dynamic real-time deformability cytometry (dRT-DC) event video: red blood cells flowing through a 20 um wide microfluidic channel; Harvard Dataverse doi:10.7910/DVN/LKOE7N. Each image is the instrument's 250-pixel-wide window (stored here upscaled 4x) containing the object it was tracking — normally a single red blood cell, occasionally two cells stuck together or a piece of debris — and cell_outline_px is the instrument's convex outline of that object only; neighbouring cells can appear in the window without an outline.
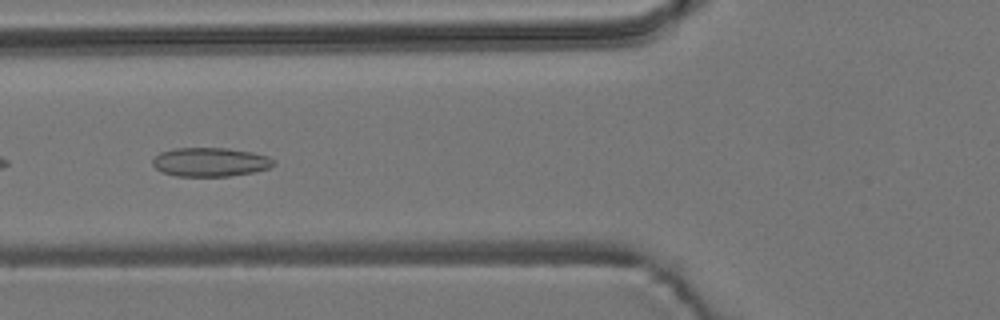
{"species": "common noctule bat (a hibernating species)", "species_latin": "Nyctalus noctula", "temperature_condition": "room temperature", "stored_images_in_passage": 9, "camera_frame_rate_fps": 3000, "um_per_image_px": 0.085, "animal": {"sex": "male", "body_mass_g": 19.2, "forearm_length_mm": 51.8}, "frame": {"image": 1, "passage_image": 4, "time_ms": 1.0, "image_size_px": [1000, 320], "cell_outline_px": [[276, 164], [268, 168], [252, 172], [228, 176], [176, 176], [160, 172], [152, 164], [152, 160], [160, 152], [176, 148], [228, 148], [252, 152], [268, 156], [276, 160]], "centroid_in_image_um": [17.87, 13.77], "position_along_channel_um": 107.9, "area_um2": 20.46}}
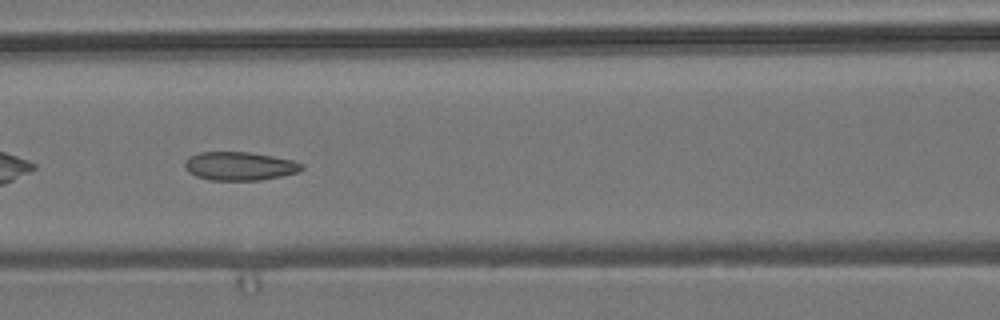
{"frame": {"image": 2, "passage_image": 7, "time_ms": 2.0, "image_size_px": [1000, 320], "cell_outline_px": [[304, 168], [300, 172], [260, 180], [212, 180], [196, 176], [188, 172], [184, 164], [188, 156], [200, 152], [248, 152], [272, 156], [292, 160], [304, 164]], "centroid_in_image_um": [20.38, 14.11], "position_along_channel_um": 146.2, "area_um2": 19.42}}